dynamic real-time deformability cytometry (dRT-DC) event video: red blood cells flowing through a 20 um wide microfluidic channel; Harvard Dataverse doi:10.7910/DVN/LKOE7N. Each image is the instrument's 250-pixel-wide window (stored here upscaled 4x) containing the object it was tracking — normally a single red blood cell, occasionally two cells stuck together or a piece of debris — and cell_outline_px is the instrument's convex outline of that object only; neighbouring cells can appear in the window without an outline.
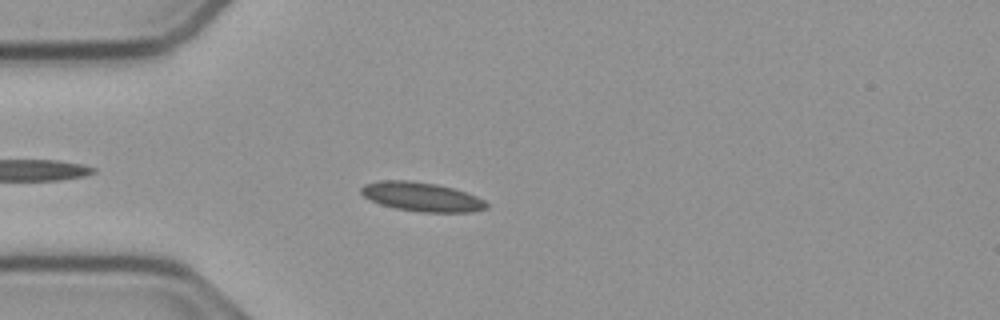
{"species": "common noctule bat (a hibernating species)", "species_latin": "Nyctalus noctula", "temperature_condition": "cold", "stored_images_in_passage": 54, "camera_frame_rate_fps": 3000, "um_per_image_px": 0.085, "animal": {"sex": "male", "body_mass_g": 23.1, "forearm_length_mm": 52.7}, "frame": {"image": 1, "passage_image": 14, "time_ms": 4.333, "image_size_px": [1000, 320], "cell_outline_px": [[488, 208], [472, 212], [420, 212], [396, 208], [380, 204], [364, 196], [360, 192], [360, 188], [364, 184], [380, 180], [412, 180], [436, 184], [452, 188], [476, 196], [484, 200], [488, 204]], "centroid_in_image_um": [35.83, 16.72], "position_along_channel_um": 49.2, "area_um2": 21.21}}
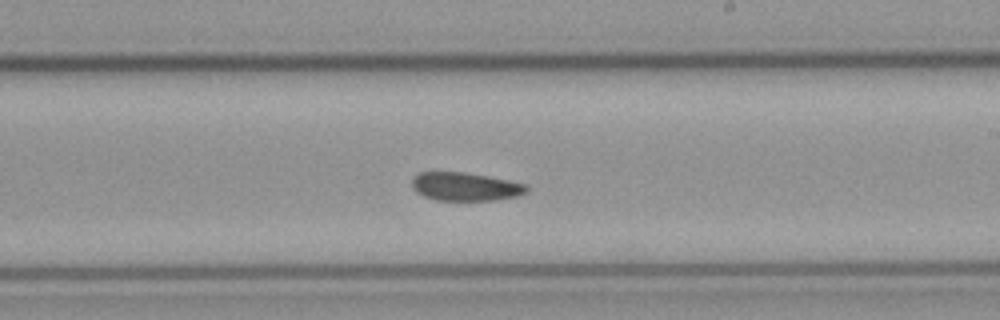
{"frame": {"image": 2, "passage_image": 31, "time_ms": 10.0, "image_size_px": [1000, 320], "cell_outline_px": [[528, 192], [516, 196], [496, 200], [436, 200], [424, 196], [416, 192], [412, 188], [412, 176], [420, 172], [464, 172], [488, 176], [508, 180], [524, 184], [528, 188]], "centroid_in_image_um": [39.52, 15.86], "position_along_channel_um": 249.5, "area_um2": 18.96}}
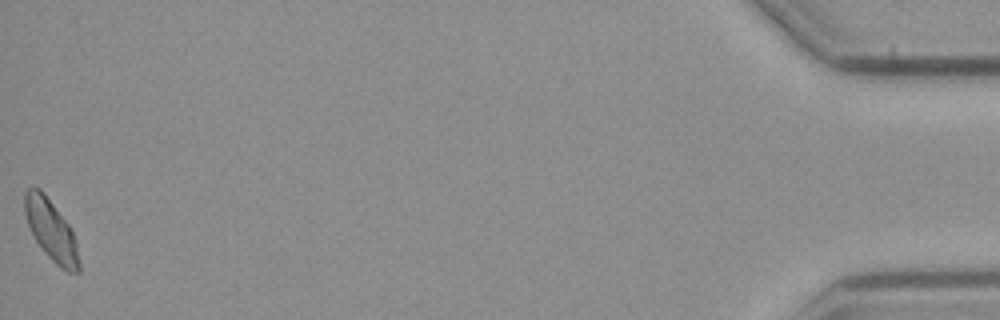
{"frame": {"image": 3, "passage_image": 54, "time_ms": 17.667, "image_size_px": [1000, 320], "cell_outline_px": [[80, 272], [68, 272], [60, 268], [44, 252], [36, 240], [28, 224], [24, 212], [24, 192], [28, 188], [40, 188], [44, 192], [68, 224], [72, 232], [76, 244], [80, 264]], "centroid_in_image_um": [4.34, 19.57], "position_along_channel_um": 430.9, "area_um2": 19.02}}